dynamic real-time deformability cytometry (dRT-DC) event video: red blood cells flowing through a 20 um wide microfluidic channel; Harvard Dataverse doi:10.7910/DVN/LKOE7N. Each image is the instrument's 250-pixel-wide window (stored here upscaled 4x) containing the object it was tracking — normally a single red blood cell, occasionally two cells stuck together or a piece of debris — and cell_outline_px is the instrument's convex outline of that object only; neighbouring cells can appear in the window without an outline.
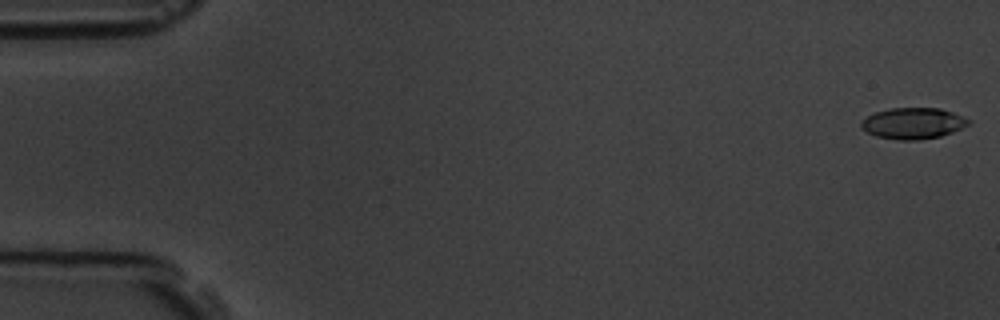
{"species": "common noctule bat (a hibernating species)", "species_latin": "Nyctalus noctula", "temperature_condition": "room temperature", "stored_images_in_passage": 5, "camera_frame_rate_fps": 3000, "um_per_image_px": 0.085, "animal": {"sex": "male", "body_mass_g": 19.5, "forearm_length_mm": 54.6}, "frame": {"image": 1, "passage_image": 1, "time_ms": 0.0, "image_size_px": [1000, 320], "cell_outline_px": [[972, 120], [968, 124], [952, 132], [940, 136], [916, 140], [896, 140], [876, 136], [860, 128], [860, 120], [876, 112], [892, 108], [940, 108], [952, 112]], "centroid_in_image_um": [77.58, 10.48], "position_along_channel_um": 7.4, "area_um2": 19.42}}